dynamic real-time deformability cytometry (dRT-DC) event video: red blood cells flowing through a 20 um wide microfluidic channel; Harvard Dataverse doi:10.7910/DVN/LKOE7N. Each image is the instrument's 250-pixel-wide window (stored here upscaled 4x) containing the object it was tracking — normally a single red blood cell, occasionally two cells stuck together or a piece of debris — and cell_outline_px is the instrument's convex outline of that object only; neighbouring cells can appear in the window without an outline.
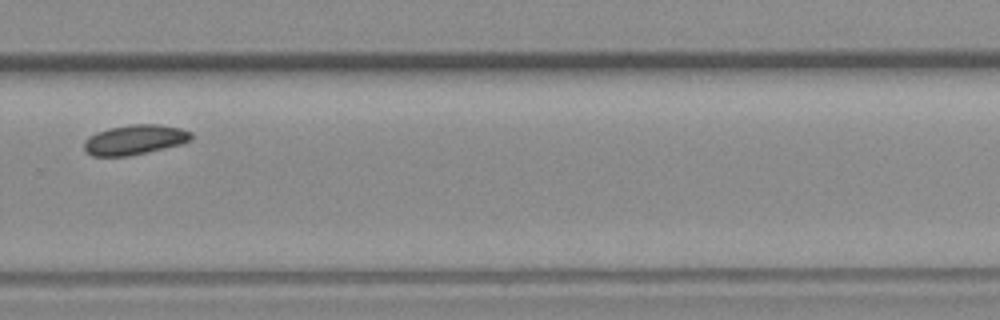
{"species": "common noctule bat (a hibernating species)", "species_latin": "Nyctalus noctula", "temperature_condition": "room temperature", "stored_images_in_passage": 12, "camera_frame_rate_fps": 3000, "um_per_image_px": 0.085, "animal": {"sex": "female", "body_mass_g": 19.3, "forearm_length_mm": 54.1}, "frame": {"image": 1, "passage_image": 12, "time_ms": 13.667, "image_size_px": [1000, 320], "cell_outline_px": [[192, 140], [184, 144], [128, 156], [92, 156], [84, 148], [84, 140], [88, 136], [96, 132], [108, 128], [132, 124], [160, 124], [180, 128], [192, 132]], "centroid_in_image_um": [11.48, 11.87], "position_along_channel_um": 318.3, "area_um2": 18.84}}